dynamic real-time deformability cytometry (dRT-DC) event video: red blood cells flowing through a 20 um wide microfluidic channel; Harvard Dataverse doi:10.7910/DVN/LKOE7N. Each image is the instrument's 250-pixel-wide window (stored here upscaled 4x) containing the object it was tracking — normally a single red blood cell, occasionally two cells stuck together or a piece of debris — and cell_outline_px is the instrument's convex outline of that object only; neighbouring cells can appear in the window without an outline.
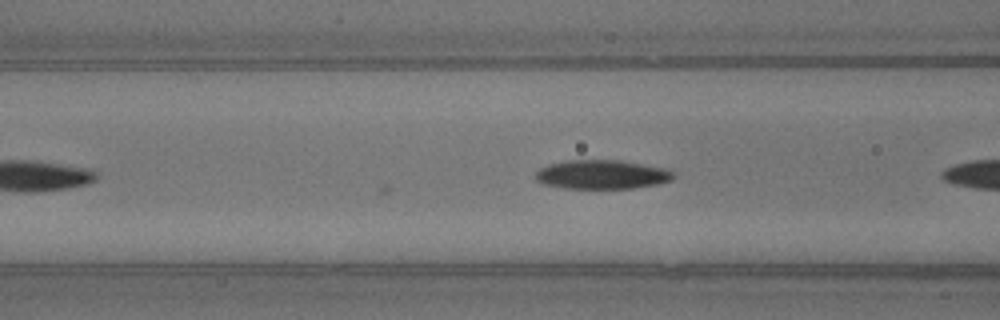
{"species": "common noctule bat (a hibernating species)", "species_latin": "Nyctalus noctula", "temperature_condition": "warm", "stored_images_in_passage": 5, "camera_frame_rate_fps": 3000, "um_per_image_px": 0.085, "animal": {"sex": "male", "body_mass_g": 13.3}, "frame": {"image": 1, "passage_image": 5, "time_ms": 1.333, "image_size_px": [1000, 320], "cell_outline_px": [[676, 176], [672, 180], [660, 184], [632, 188], [564, 188], [544, 184], [536, 180], [536, 172], [540, 168], [548, 164], [564, 160], [620, 160], [668, 168], [676, 172]], "centroid_in_image_um": [51.23, 14.82], "position_along_channel_um": 115.4, "area_um2": 23.64}}